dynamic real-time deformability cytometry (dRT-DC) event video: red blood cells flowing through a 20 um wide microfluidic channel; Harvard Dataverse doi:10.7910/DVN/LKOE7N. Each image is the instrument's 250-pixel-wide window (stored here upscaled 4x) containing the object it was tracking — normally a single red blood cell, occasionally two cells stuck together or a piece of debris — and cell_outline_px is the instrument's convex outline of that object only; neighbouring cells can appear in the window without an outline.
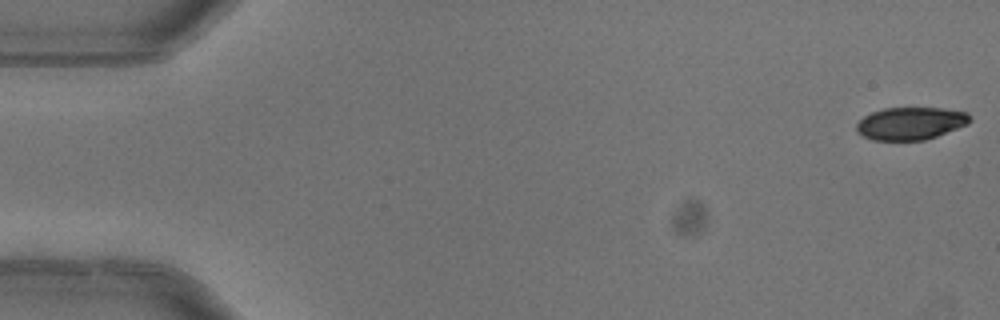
{"species": "common noctule bat (a hibernating species)", "species_latin": "Nyctalus noctula", "temperature_condition": "warm", "stored_images_in_passage": 3, "camera_frame_rate_fps": 3000, "um_per_image_px": 0.085, "animal": {"sex": "female"}, "frame": {"image": 1, "passage_image": 1, "time_ms": 0.0, "image_size_px": [1000, 320], "cell_outline_px": [[972, 120], [968, 124], [936, 136], [924, 140], [872, 140], [856, 132], [856, 124], [864, 116], [872, 112], [884, 108], [940, 108], [968, 112], [972, 116]], "centroid_in_image_um": [77.41, 10.48], "position_along_channel_um": 7.6, "area_um2": 21.56}}